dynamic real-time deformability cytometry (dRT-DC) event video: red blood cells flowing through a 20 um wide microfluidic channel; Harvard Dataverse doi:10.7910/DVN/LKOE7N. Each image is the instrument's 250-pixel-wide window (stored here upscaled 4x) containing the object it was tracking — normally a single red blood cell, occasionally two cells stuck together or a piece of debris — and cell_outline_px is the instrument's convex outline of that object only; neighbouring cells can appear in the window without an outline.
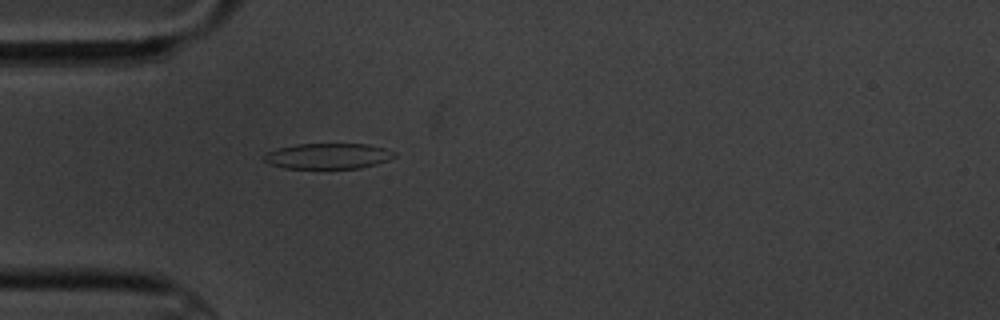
{"species": "common noctule bat (a hibernating species)", "species_latin": "Nyctalus noctula", "temperature_condition": "cold", "stored_images_in_passage": 5, "camera_frame_rate_fps": 3000, "um_per_image_px": 0.085, "animal": {"sex": "male", "body_mass_g": 20.1, "forearm_length_mm": 53.5}, "frame": {"image": 1, "passage_image": 5, "time_ms": 5.333, "image_size_px": [1000, 320], "cell_outline_px": [[396, 156], [388, 160], [376, 164], [360, 168], [284, 168], [268, 164], [264, 160], [264, 156], [268, 152], [276, 148], [296, 144], [368, 144], [384, 148], [396, 152]], "centroid_in_image_um": [27.88, 13.26], "position_along_channel_um": 57.1, "area_um2": 19.48}}